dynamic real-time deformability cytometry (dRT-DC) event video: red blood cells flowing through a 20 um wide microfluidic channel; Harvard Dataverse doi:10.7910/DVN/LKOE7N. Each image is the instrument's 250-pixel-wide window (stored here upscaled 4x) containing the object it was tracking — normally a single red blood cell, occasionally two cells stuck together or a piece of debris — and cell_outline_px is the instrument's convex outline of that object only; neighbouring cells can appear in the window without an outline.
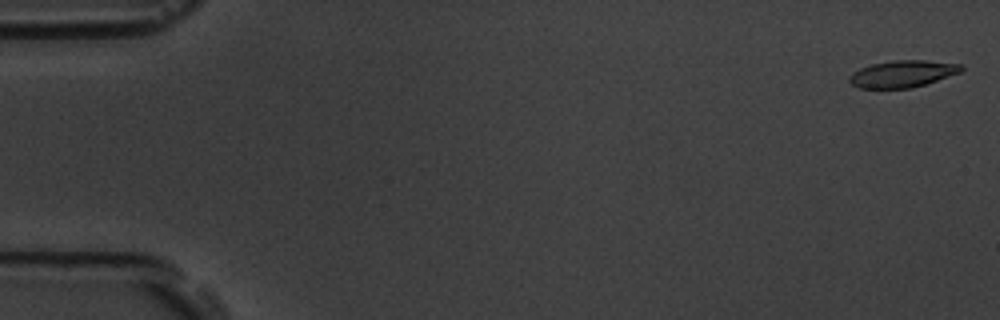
{"species": "common noctule bat (a hibernating species)", "species_latin": "Nyctalus noctula", "temperature_condition": "room temperature", "stored_images_in_passage": 54, "camera_frame_rate_fps": 3000, "um_per_image_px": 0.085, "animal": {"sex": "male", "body_mass_g": 19.5, "forearm_length_mm": 54.6}, "frame": {"image": 1, "passage_image": 1, "time_ms": 0.0, "image_size_px": [1000, 320], "cell_outline_px": [[964, 68], [960, 72], [912, 88], [860, 88], [852, 84], [848, 80], [848, 76], [852, 72], [860, 68], [872, 64], [896, 60], [924, 60], [960, 64]], "centroid_in_image_um": [76.67, 6.27], "position_along_channel_um": 8.3, "area_um2": 17.34}}
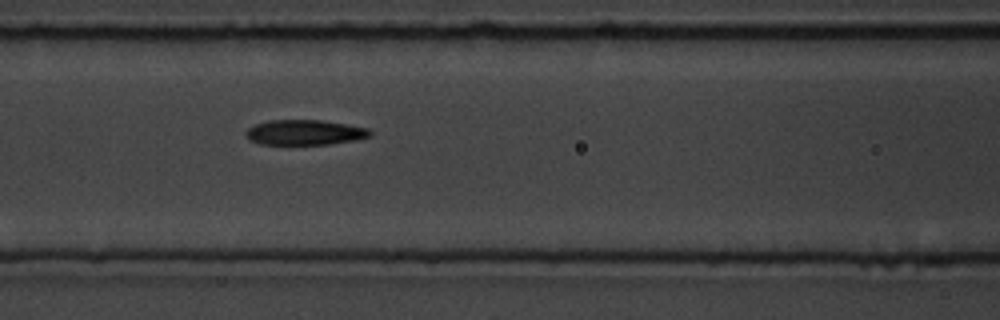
{"frame": {"image": 2, "passage_image": 23, "time_ms": 7.333, "image_size_px": [1000, 320], "cell_outline_px": [[372, 136], [356, 140], [328, 144], [260, 144], [248, 140], [244, 132], [248, 128], [256, 124], [268, 120], [324, 120], [348, 124], [368, 128], [372, 132]], "centroid_in_image_um": [25.91, 11.25], "position_along_channel_um": 140.7, "area_um2": 18.38}}
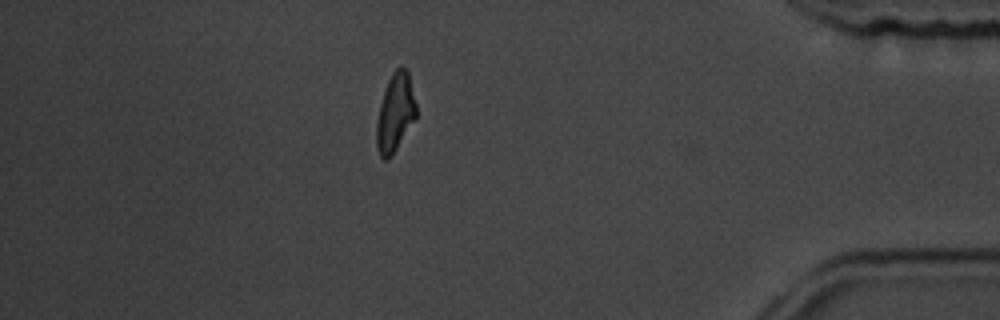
{"frame": {"image": 3, "passage_image": 47, "time_ms": 15.333, "image_size_px": [1000, 320], "cell_outline_px": [[416, 116], [392, 156], [388, 160], [384, 160], [380, 156], [376, 148], [376, 120], [380, 104], [388, 80], [392, 72], [400, 64], [404, 64], [408, 68], [416, 104]], "centroid_in_image_um": [33.58, 9.54], "position_along_channel_um": 401.6, "area_um2": 18.32}, "authors_computed_cell_mechanics": {"area_um2": 18.5538, "velocity_mm_per_s": 3.7779, "shape_relaxation_time_tau1_ms": 3.6806, "shape_relaxation_time_tau2_ms": 3.777, "deformation_change_tau1": 0.1569, "deformation_change_tau2": 0.1209}}